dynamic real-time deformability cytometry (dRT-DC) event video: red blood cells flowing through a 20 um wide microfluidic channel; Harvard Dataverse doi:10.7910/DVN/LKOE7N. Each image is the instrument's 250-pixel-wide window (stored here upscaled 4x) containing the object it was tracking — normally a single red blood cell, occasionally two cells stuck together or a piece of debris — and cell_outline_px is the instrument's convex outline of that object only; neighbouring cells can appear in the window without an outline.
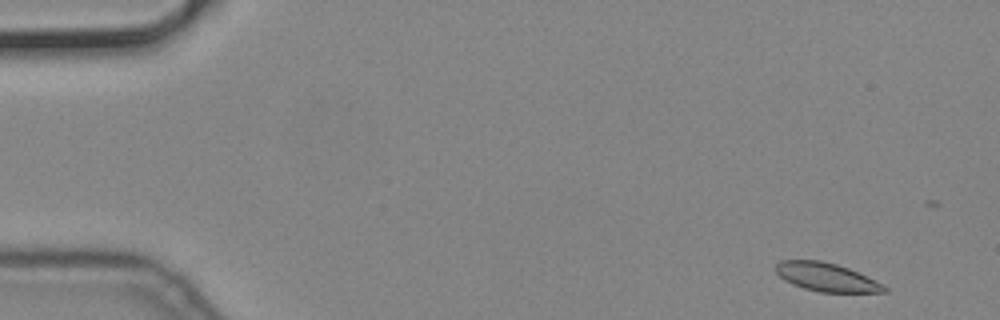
{"species": "common noctule bat (a hibernating species)", "species_latin": "Nyctalus noctula", "temperature_condition": "cold", "stored_images_in_passage": 4, "camera_frame_rate_fps": 3000, "um_per_image_px": 0.085, "animal": {"sex": "male", "body_mass_g": 19.2, "forearm_length_mm": 51.8}, "frame": {"image": 1, "passage_image": 1, "time_ms": 0.0, "image_size_px": [1000, 320], "cell_outline_px": [[888, 292], [820, 292], [804, 288], [792, 284], [784, 280], [776, 272], [776, 264], [780, 260], [820, 260], [836, 264], [848, 268], [884, 284], [888, 288]], "centroid_in_image_um": [70.25, 23.56], "position_along_channel_um": 14.8, "area_um2": 17.92}}
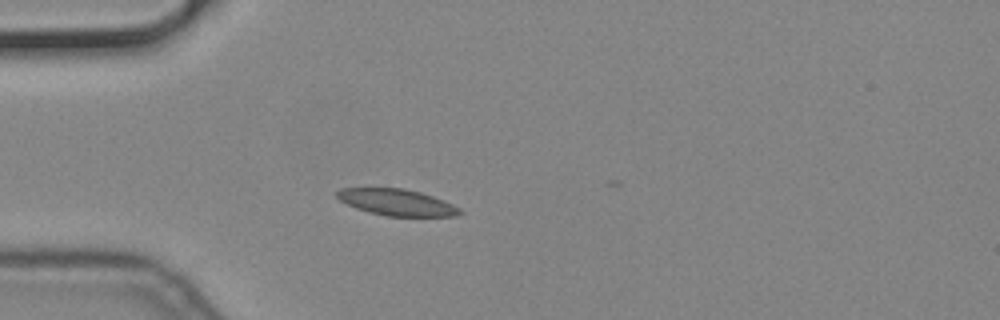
{"frame": {"image": 2, "passage_image": 4, "time_ms": 1.0, "image_size_px": [1000, 320], "cell_outline_px": [[464, 212], [456, 216], [388, 216], [368, 212], [356, 208], [340, 200], [336, 196], [336, 192], [340, 188], [404, 188], [420, 192], [444, 200], [460, 208]], "centroid_in_image_um": [33.74, 17.2], "position_along_channel_um": 51.3, "area_um2": 18.9}}